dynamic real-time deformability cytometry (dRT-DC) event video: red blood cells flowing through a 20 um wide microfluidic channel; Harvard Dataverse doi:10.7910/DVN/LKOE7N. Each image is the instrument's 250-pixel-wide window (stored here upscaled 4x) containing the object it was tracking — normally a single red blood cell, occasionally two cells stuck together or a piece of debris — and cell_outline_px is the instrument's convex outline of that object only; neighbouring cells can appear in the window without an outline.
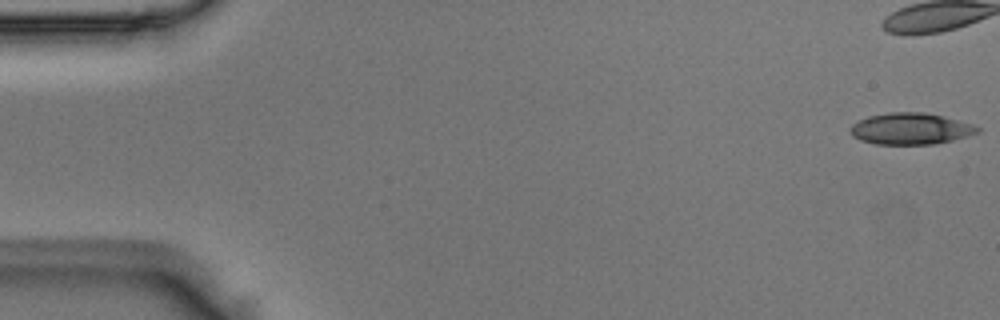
{"species": "Egyptian fruit bat (a non-hibernating species)", "species_latin": "Rousettus aegyptiacus", "temperature_condition": "room temperature", "stored_images_in_passage": 41, "camera_frame_rate_fps": 3000, "um_per_image_px": 0.085, "animal": {"sex": "male"}, "frame": {"image": 1, "passage_image": 1, "time_ms": 0.0, "image_size_px": [1000, 320], "cell_outline_px": [[980, 132], [968, 136], [936, 144], [876, 144], [860, 140], [852, 136], [848, 128], [852, 124], [868, 116], [888, 112], [924, 112], [944, 116], [972, 124], [980, 128]], "centroid_in_image_um": [77.39, 10.94], "position_along_channel_um": 7.6, "area_um2": 23.47}}